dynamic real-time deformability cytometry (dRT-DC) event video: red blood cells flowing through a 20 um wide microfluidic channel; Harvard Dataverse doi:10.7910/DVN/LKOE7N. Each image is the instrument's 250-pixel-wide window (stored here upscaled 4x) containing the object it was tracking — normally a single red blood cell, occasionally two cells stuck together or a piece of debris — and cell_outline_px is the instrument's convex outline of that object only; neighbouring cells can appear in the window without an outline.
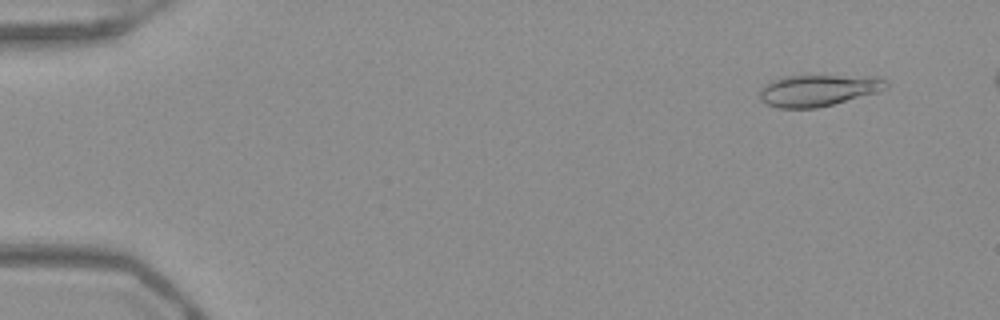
{"species": "Egyptian fruit bat (a non-hibernating species)", "species_latin": "Rousettus aegyptiacus", "temperature_condition": "warm", "stored_images_in_passage": 51, "camera_frame_rate_fps": 3000, "um_per_image_px": 0.085, "frame": {"image": 1, "passage_image": 5, "time_ms": 1.333, "image_size_px": [1000, 320], "cell_outline_px": [[888, 88], [880, 92], [816, 108], [780, 108], [764, 104], [760, 100], [760, 88], [764, 84], [772, 80], [784, 76], [876, 76], [884, 80], [888, 84]], "centroid_in_image_um": [69.53, 7.68], "position_along_channel_um": 15.5, "area_um2": 23.35}}
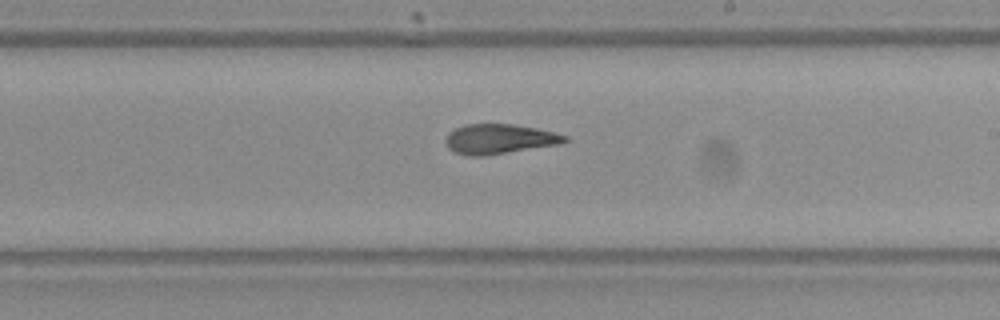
{"frame": {"image": 2, "passage_image": 32, "time_ms": 10.333, "image_size_px": [1000, 320], "cell_outline_px": [[568, 140], [560, 144], [484, 156], [468, 156], [456, 152], [448, 148], [444, 140], [448, 132], [464, 124], [512, 124], [536, 128], [568, 136]], "centroid_in_image_um": [42.41, 11.81], "position_along_channel_um": 246.6, "area_um2": 20.69}}
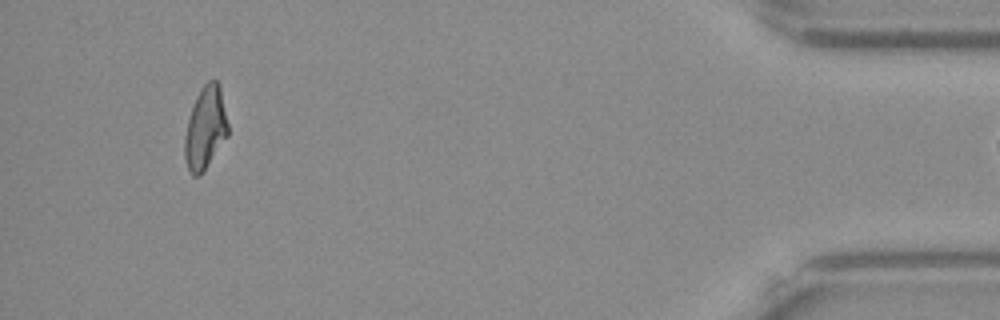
{"frame": {"image": 3, "passage_image": 50, "time_ms": 16.333, "image_size_px": [1000, 320], "cell_outline_px": [[228, 136], [204, 172], [200, 176], [192, 176], [184, 160], [184, 136], [188, 120], [196, 96], [200, 88], [208, 80], [216, 80], [220, 84], [228, 124]], "centroid_in_image_um": [17.46, 10.9], "position_along_channel_um": 417.7, "area_um2": 21.15}}